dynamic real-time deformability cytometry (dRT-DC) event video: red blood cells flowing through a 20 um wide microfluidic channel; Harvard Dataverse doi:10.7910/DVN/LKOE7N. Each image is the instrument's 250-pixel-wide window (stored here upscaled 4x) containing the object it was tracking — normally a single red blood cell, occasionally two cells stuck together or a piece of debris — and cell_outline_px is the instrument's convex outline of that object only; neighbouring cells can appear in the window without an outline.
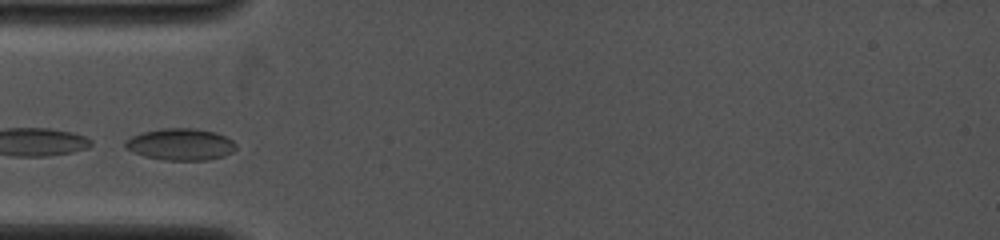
{"species": "common noctule bat (a hibernating species)", "species_latin": "Nyctalus noctula", "temperature_condition": "cold", "stored_images_in_passage": 40, "camera_frame_rate_fps": 4000, "um_per_image_px": 0.085, "animal": {"sex": "female", "body_mass_g": 19.0, "forearm_length_mm": 53.3}, "frame": {"image": 1, "passage_image": 1, "time_ms": 0.0, "image_size_px": [1000, 240], "cell_outline_px": [[236, 148], [232, 152], [224, 156], [208, 160], [164, 160], [144, 156], [124, 148], [124, 140], [132, 136], [144, 132], [164, 128], [196, 128], [216, 132], [232, 140], [236, 144]], "centroid_in_image_um": [15.34, 12.27], "position_along_channel_um": 69.7, "area_um2": 20.58}}